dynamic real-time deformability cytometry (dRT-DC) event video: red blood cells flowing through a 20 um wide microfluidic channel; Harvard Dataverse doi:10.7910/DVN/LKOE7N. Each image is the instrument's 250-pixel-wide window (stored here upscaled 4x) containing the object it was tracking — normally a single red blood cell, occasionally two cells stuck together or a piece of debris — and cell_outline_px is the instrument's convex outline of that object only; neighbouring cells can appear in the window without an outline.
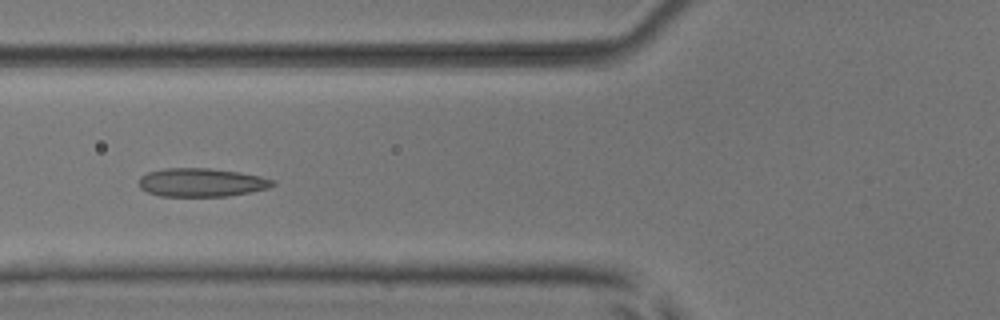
{"species": "common noctule bat (a hibernating species)", "species_latin": "Nyctalus noctula", "temperature_condition": "room temperature", "stored_images_in_passage": 6, "camera_frame_rate_fps": 3000, "um_per_image_px": 0.085, "animal": {"sex": "male", "body_mass_g": 17.9, "forearm_length_mm": 54.2}, "frame": {"image": 1, "passage_image": 6, "time_ms": 1.667, "image_size_px": [1000, 320], "cell_outline_px": [[276, 184], [268, 188], [228, 196], [160, 196], [148, 192], [140, 188], [140, 176], [148, 172], [164, 168], [208, 168], [240, 172], [260, 176], [276, 180]], "centroid_in_image_um": [17.14, 15.5], "position_along_channel_um": 108.7, "area_um2": 22.2}}